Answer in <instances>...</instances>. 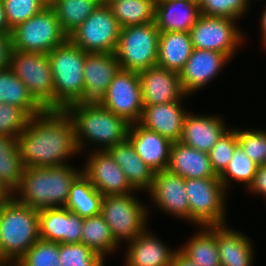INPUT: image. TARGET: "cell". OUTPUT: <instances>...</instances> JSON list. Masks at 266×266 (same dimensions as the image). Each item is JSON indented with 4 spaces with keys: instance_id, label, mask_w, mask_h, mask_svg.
Listing matches in <instances>:
<instances>
[{
    "instance_id": "1",
    "label": "cell",
    "mask_w": 266,
    "mask_h": 266,
    "mask_svg": "<svg viewBox=\"0 0 266 266\" xmlns=\"http://www.w3.org/2000/svg\"><path fill=\"white\" fill-rule=\"evenodd\" d=\"M17 143L24 168L63 166L79 154L72 118L62 109L31 117Z\"/></svg>"
},
{
    "instance_id": "2",
    "label": "cell",
    "mask_w": 266,
    "mask_h": 266,
    "mask_svg": "<svg viewBox=\"0 0 266 266\" xmlns=\"http://www.w3.org/2000/svg\"><path fill=\"white\" fill-rule=\"evenodd\" d=\"M81 173V169L77 170L70 164L25 168L20 185L15 191L18 196H12L18 202L37 210L65 207L70 187Z\"/></svg>"
},
{
    "instance_id": "3",
    "label": "cell",
    "mask_w": 266,
    "mask_h": 266,
    "mask_svg": "<svg viewBox=\"0 0 266 266\" xmlns=\"http://www.w3.org/2000/svg\"><path fill=\"white\" fill-rule=\"evenodd\" d=\"M39 238V210L13 196L0 203V264L17 263Z\"/></svg>"
},
{
    "instance_id": "4",
    "label": "cell",
    "mask_w": 266,
    "mask_h": 266,
    "mask_svg": "<svg viewBox=\"0 0 266 266\" xmlns=\"http://www.w3.org/2000/svg\"><path fill=\"white\" fill-rule=\"evenodd\" d=\"M64 110L72 118L79 153L88 142L104 151L127 138L130 123L104 106H67Z\"/></svg>"
},
{
    "instance_id": "5",
    "label": "cell",
    "mask_w": 266,
    "mask_h": 266,
    "mask_svg": "<svg viewBox=\"0 0 266 266\" xmlns=\"http://www.w3.org/2000/svg\"><path fill=\"white\" fill-rule=\"evenodd\" d=\"M86 53L69 39L48 53L55 88V109L64 110L82 96Z\"/></svg>"
},
{
    "instance_id": "6",
    "label": "cell",
    "mask_w": 266,
    "mask_h": 266,
    "mask_svg": "<svg viewBox=\"0 0 266 266\" xmlns=\"http://www.w3.org/2000/svg\"><path fill=\"white\" fill-rule=\"evenodd\" d=\"M159 34L155 22L122 27L114 52L121 69L139 73L157 66Z\"/></svg>"
},
{
    "instance_id": "7",
    "label": "cell",
    "mask_w": 266,
    "mask_h": 266,
    "mask_svg": "<svg viewBox=\"0 0 266 266\" xmlns=\"http://www.w3.org/2000/svg\"><path fill=\"white\" fill-rule=\"evenodd\" d=\"M10 36L13 50L37 53H49L68 39L52 8L16 25Z\"/></svg>"
},
{
    "instance_id": "8",
    "label": "cell",
    "mask_w": 266,
    "mask_h": 266,
    "mask_svg": "<svg viewBox=\"0 0 266 266\" xmlns=\"http://www.w3.org/2000/svg\"><path fill=\"white\" fill-rule=\"evenodd\" d=\"M190 222L200 226L225 225L226 190L219 177L185 179Z\"/></svg>"
},
{
    "instance_id": "9",
    "label": "cell",
    "mask_w": 266,
    "mask_h": 266,
    "mask_svg": "<svg viewBox=\"0 0 266 266\" xmlns=\"http://www.w3.org/2000/svg\"><path fill=\"white\" fill-rule=\"evenodd\" d=\"M132 194L104 195L102 199L100 214L118 244L134 240L147 228L148 208Z\"/></svg>"
},
{
    "instance_id": "10",
    "label": "cell",
    "mask_w": 266,
    "mask_h": 266,
    "mask_svg": "<svg viewBox=\"0 0 266 266\" xmlns=\"http://www.w3.org/2000/svg\"><path fill=\"white\" fill-rule=\"evenodd\" d=\"M9 69L44 109H55V88L48 53L12 50Z\"/></svg>"
},
{
    "instance_id": "11",
    "label": "cell",
    "mask_w": 266,
    "mask_h": 266,
    "mask_svg": "<svg viewBox=\"0 0 266 266\" xmlns=\"http://www.w3.org/2000/svg\"><path fill=\"white\" fill-rule=\"evenodd\" d=\"M121 27L108 5L97 7L68 39L87 53H114Z\"/></svg>"
},
{
    "instance_id": "12",
    "label": "cell",
    "mask_w": 266,
    "mask_h": 266,
    "mask_svg": "<svg viewBox=\"0 0 266 266\" xmlns=\"http://www.w3.org/2000/svg\"><path fill=\"white\" fill-rule=\"evenodd\" d=\"M235 22L226 17L200 14L189 32L193 48L217 51L232 58L244 39Z\"/></svg>"
},
{
    "instance_id": "13",
    "label": "cell",
    "mask_w": 266,
    "mask_h": 266,
    "mask_svg": "<svg viewBox=\"0 0 266 266\" xmlns=\"http://www.w3.org/2000/svg\"><path fill=\"white\" fill-rule=\"evenodd\" d=\"M120 70L114 53H86L84 92L76 103L69 106H103L108 86Z\"/></svg>"
},
{
    "instance_id": "14",
    "label": "cell",
    "mask_w": 266,
    "mask_h": 266,
    "mask_svg": "<svg viewBox=\"0 0 266 266\" xmlns=\"http://www.w3.org/2000/svg\"><path fill=\"white\" fill-rule=\"evenodd\" d=\"M103 106L130 124L139 122L144 105L138 72L121 69L108 86Z\"/></svg>"
},
{
    "instance_id": "15",
    "label": "cell",
    "mask_w": 266,
    "mask_h": 266,
    "mask_svg": "<svg viewBox=\"0 0 266 266\" xmlns=\"http://www.w3.org/2000/svg\"><path fill=\"white\" fill-rule=\"evenodd\" d=\"M88 158L82 174L103 196L135 193L125 173L107 150L95 149Z\"/></svg>"
},
{
    "instance_id": "16",
    "label": "cell",
    "mask_w": 266,
    "mask_h": 266,
    "mask_svg": "<svg viewBox=\"0 0 266 266\" xmlns=\"http://www.w3.org/2000/svg\"><path fill=\"white\" fill-rule=\"evenodd\" d=\"M147 192L157 208L190 222V207L183 177L167 169L156 172L152 186Z\"/></svg>"
},
{
    "instance_id": "17",
    "label": "cell",
    "mask_w": 266,
    "mask_h": 266,
    "mask_svg": "<svg viewBox=\"0 0 266 266\" xmlns=\"http://www.w3.org/2000/svg\"><path fill=\"white\" fill-rule=\"evenodd\" d=\"M143 105L179 101L186 96L178 72L153 66L138 73Z\"/></svg>"
},
{
    "instance_id": "18",
    "label": "cell",
    "mask_w": 266,
    "mask_h": 266,
    "mask_svg": "<svg viewBox=\"0 0 266 266\" xmlns=\"http://www.w3.org/2000/svg\"><path fill=\"white\" fill-rule=\"evenodd\" d=\"M230 58L223 53L194 49L183 69L180 82L186 95L199 91L214 79Z\"/></svg>"
},
{
    "instance_id": "19",
    "label": "cell",
    "mask_w": 266,
    "mask_h": 266,
    "mask_svg": "<svg viewBox=\"0 0 266 266\" xmlns=\"http://www.w3.org/2000/svg\"><path fill=\"white\" fill-rule=\"evenodd\" d=\"M83 217L65 207L39 210V237L54 243H80Z\"/></svg>"
},
{
    "instance_id": "20",
    "label": "cell",
    "mask_w": 266,
    "mask_h": 266,
    "mask_svg": "<svg viewBox=\"0 0 266 266\" xmlns=\"http://www.w3.org/2000/svg\"><path fill=\"white\" fill-rule=\"evenodd\" d=\"M127 138L136 153L155 173L167 169L172 141L144 128L138 122L130 124Z\"/></svg>"
},
{
    "instance_id": "21",
    "label": "cell",
    "mask_w": 266,
    "mask_h": 266,
    "mask_svg": "<svg viewBox=\"0 0 266 266\" xmlns=\"http://www.w3.org/2000/svg\"><path fill=\"white\" fill-rule=\"evenodd\" d=\"M181 100L164 104L144 105L139 124L172 142L180 141L187 112Z\"/></svg>"
},
{
    "instance_id": "22",
    "label": "cell",
    "mask_w": 266,
    "mask_h": 266,
    "mask_svg": "<svg viewBox=\"0 0 266 266\" xmlns=\"http://www.w3.org/2000/svg\"><path fill=\"white\" fill-rule=\"evenodd\" d=\"M125 266H171L177 250H171L147 228L127 242Z\"/></svg>"
},
{
    "instance_id": "23",
    "label": "cell",
    "mask_w": 266,
    "mask_h": 266,
    "mask_svg": "<svg viewBox=\"0 0 266 266\" xmlns=\"http://www.w3.org/2000/svg\"><path fill=\"white\" fill-rule=\"evenodd\" d=\"M228 130L229 128L225 127L224 121L219 116H200L187 113L180 142L209 153L219 138Z\"/></svg>"
},
{
    "instance_id": "24",
    "label": "cell",
    "mask_w": 266,
    "mask_h": 266,
    "mask_svg": "<svg viewBox=\"0 0 266 266\" xmlns=\"http://www.w3.org/2000/svg\"><path fill=\"white\" fill-rule=\"evenodd\" d=\"M200 16L194 0L160 1L155 5V25L160 32H190Z\"/></svg>"
},
{
    "instance_id": "25",
    "label": "cell",
    "mask_w": 266,
    "mask_h": 266,
    "mask_svg": "<svg viewBox=\"0 0 266 266\" xmlns=\"http://www.w3.org/2000/svg\"><path fill=\"white\" fill-rule=\"evenodd\" d=\"M167 170L184 179L219 177L212 169L208 153L180 141L172 144Z\"/></svg>"
},
{
    "instance_id": "26",
    "label": "cell",
    "mask_w": 266,
    "mask_h": 266,
    "mask_svg": "<svg viewBox=\"0 0 266 266\" xmlns=\"http://www.w3.org/2000/svg\"><path fill=\"white\" fill-rule=\"evenodd\" d=\"M135 190L151 188L155 172L140 158L128 138L107 150Z\"/></svg>"
},
{
    "instance_id": "27",
    "label": "cell",
    "mask_w": 266,
    "mask_h": 266,
    "mask_svg": "<svg viewBox=\"0 0 266 266\" xmlns=\"http://www.w3.org/2000/svg\"><path fill=\"white\" fill-rule=\"evenodd\" d=\"M225 225H216V242L221 266H252L253 245L241 232L229 229Z\"/></svg>"
},
{
    "instance_id": "28",
    "label": "cell",
    "mask_w": 266,
    "mask_h": 266,
    "mask_svg": "<svg viewBox=\"0 0 266 266\" xmlns=\"http://www.w3.org/2000/svg\"><path fill=\"white\" fill-rule=\"evenodd\" d=\"M193 50L189 32H160L157 66L179 73Z\"/></svg>"
},
{
    "instance_id": "29",
    "label": "cell",
    "mask_w": 266,
    "mask_h": 266,
    "mask_svg": "<svg viewBox=\"0 0 266 266\" xmlns=\"http://www.w3.org/2000/svg\"><path fill=\"white\" fill-rule=\"evenodd\" d=\"M178 250L198 266H221L216 242V226H200V231Z\"/></svg>"
},
{
    "instance_id": "30",
    "label": "cell",
    "mask_w": 266,
    "mask_h": 266,
    "mask_svg": "<svg viewBox=\"0 0 266 266\" xmlns=\"http://www.w3.org/2000/svg\"><path fill=\"white\" fill-rule=\"evenodd\" d=\"M0 103L16 106L30 118L45 110L9 68L0 70Z\"/></svg>"
},
{
    "instance_id": "31",
    "label": "cell",
    "mask_w": 266,
    "mask_h": 266,
    "mask_svg": "<svg viewBox=\"0 0 266 266\" xmlns=\"http://www.w3.org/2000/svg\"><path fill=\"white\" fill-rule=\"evenodd\" d=\"M24 169L17 138L0 135V183L11 195L18 189Z\"/></svg>"
},
{
    "instance_id": "32",
    "label": "cell",
    "mask_w": 266,
    "mask_h": 266,
    "mask_svg": "<svg viewBox=\"0 0 266 266\" xmlns=\"http://www.w3.org/2000/svg\"><path fill=\"white\" fill-rule=\"evenodd\" d=\"M103 195L81 173L72 183L65 206L80 217H91L101 213Z\"/></svg>"
},
{
    "instance_id": "33",
    "label": "cell",
    "mask_w": 266,
    "mask_h": 266,
    "mask_svg": "<svg viewBox=\"0 0 266 266\" xmlns=\"http://www.w3.org/2000/svg\"><path fill=\"white\" fill-rule=\"evenodd\" d=\"M80 242L99 254L103 259L115 252L119 244L101 214L83 218Z\"/></svg>"
},
{
    "instance_id": "34",
    "label": "cell",
    "mask_w": 266,
    "mask_h": 266,
    "mask_svg": "<svg viewBox=\"0 0 266 266\" xmlns=\"http://www.w3.org/2000/svg\"><path fill=\"white\" fill-rule=\"evenodd\" d=\"M107 5L121 28L155 21V0H120Z\"/></svg>"
},
{
    "instance_id": "35",
    "label": "cell",
    "mask_w": 266,
    "mask_h": 266,
    "mask_svg": "<svg viewBox=\"0 0 266 266\" xmlns=\"http://www.w3.org/2000/svg\"><path fill=\"white\" fill-rule=\"evenodd\" d=\"M63 32L69 36L97 8L90 0H55L51 7Z\"/></svg>"
},
{
    "instance_id": "36",
    "label": "cell",
    "mask_w": 266,
    "mask_h": 266,
    "mask_svg": "<svg viewBox=\"0 0 266 266\" xmlns=\"http://www.w3.org/2000/svg\"><path fill=\"white\" fill-rule=\"evenodd\" d=\"M258 165L251 160L238 145L234 151L233 157L227 168L219 176L226 189L230 187V181L241 182L246 188L252 183L256 174Z\"/></svg>"
},
{
    "instance_id": "37",
    "label": "cell",
    "mask_w": 266,
    "mask_h": 266,
    "mask_svg": "<svg viewBox=\"0 0 266 266\" xmlns=\"http://www.w3.org/2000/svg\"><path fill=\"white\" fill-rule=\"evenodd\" d=\"M59 259L62 266H105L104 259L80 243H59Z\"/></svg>"
},
{
    "instance_id": "38",
    "label": "cell",
    "mask_w": 266,
    "mask_h": 266,
    "mask_svg": "<svg viewBox=\"0 0 266 266\" xmlns=\"http://www.w3.org/2000/svg\"><path fill=\"white\" fill-rule=\"evenodd\" d=\"M59 243L38 239L17 262L19 266H62Z\"/></svg>"
},
{
    "instance_id": "39",
    "label": "cell",
    "mask_w": 266,
    "mask_h": 266,
    "mask_svg": "<svg viewBox=\"0 0 266 266\" xmlns=\"http://www.w3.org/2000/svg\"><path fill=\"white\" fill-rule=\"evenodd\" d=\"M237 146L238 137L236 129L230 128L209 151L211 166L217 176H220L227 168Z\"/></svg>"
},
{
    "instance_id": "40",
    "label": "cell",
    "mask_w": 266,
    "mask_h": 266,
    "mask_svg": "<svg viewBox=\"0 0 266 266\" xmlns=\"http://www.w3.org/2000/svg\"><path fill=\"white\" fill-rule=\"evenodd\" d=\"M250 0H200V14L238 20L249 9Z\"/></svg>"
},
{
    "instance_id": "41",
    "label": "cell",
    "mask_w": 266,
    "mask_h": 266,
    "mask_svg": "<svg viewBox=\"0 0 266 266\" xmlns=\"http://www.w3.org/2000/svg\"><path fill=\"white\" fill-rule=\"evenodd\" d=\"M238 145L258 166L266 164V131L237 129Z\"/></svg>"
},
{
    "instance_id": "42",
    "label": "cell",
    "mask_w": 266,
    "mask_h": 266,
    "mask_svg": "<svg viewBox=\"0 0 266 266\" xmlns=\"http://www.w3.org/2000/svg\"><path fill=\"white\" fill-rule=\"evenodd\" d=\"M29 119L22 109L0 103V135L17 138L26 128Z\"/></svg>"
},
{
    "instance_id": "43",
    "label": "cell",
    "mask_w": 266,
    "mask_h": 266,
    "mask_svg": "<svg viewBox=\"0 0 266 266\" xmlns=\"http://www.w3.org/2000/svg\"><path fill=\"white\" fill-rule=\"evenodd\" d=\"M3 3L6 20L11 29L27 21L44 8L38 0H3Z\"/></svg>"
},
{
    "instance_id": "44",
    "label": "cell",
    "mask_w": 266,
    "mask_h": 266,
    "mask_svg": "<svg viewBox=\"0 0 266 266\" xmlns=\"http://www.w3.org/2000/svg\"><path fill=\"white\" fill-rule=\"evenodd\" d=\"M247 189L253 194L266 197V164L258 166L254 179Z\"/></svg>"
},
{
    "instance_id": "45",
    "label": "cell",
    "mask_w": 266,
    "mask_h": 266,
    "mask_svg": "<svg viewBox=\"0 0 266 266\" xmlns=\"http://www.w3.org/2000/svg\"><path fill=\"white\" fill-rule=\"evenodd\" d=\"M12 50L11 36L0 35V70L9 68Z\"/></svg>"
},
{
    "instance_id": "46",
    "label": "cell",
    "mask_w": 266,
    "mask_h": 266,
    "mask_svg": "<svg viewBox=\"0 0 266 266\" xmlns=\"http://www.w3.org/2000/svg\"><path fill=\"white\" fill-rule=\"evenodd\" d=\"M11 30L6 20L3 0H0V35H11Z\"/></svg>"
},
{
    "instance_id": "47",
    "label": "cell",
    "mask_w": 266,
    "mask_h": 266,
    "mask_svg": "<svg viewBox=\"0 0 266 266\" xmlns=\"http://www.w3.org/2000/svg\"><path fill=\"white\" fill-rule=\"evenodd\" d=\"M171 266H198L187 257H185L179 250L175 253Z\"/></svg>"
},
{
    "instance_id": "48",
    "label": "cell",
    "mask_w": 266,
    "mask_h": 266,
    "mask_svg": "<svg viewBox=\"0 0 266 266\" xmlns=\"http://www.w3.org/2000/svg\"><path fill=\"white\" fill-rule=\"evenodd\" d=\"M260 23H261V32L263 35L261 39L263 41L264 46L266 47V8L262 13Z\"/></svg>"
},
{
    "instance_id": "49",
    "label": "cell",
    "mask_w": 266,
    "mask_h": 266,
    "mask_svg": "<svg viewBox=\"0 0 266 266\" xmlns=\"http://www.w3.org/2000/svg\"><path fill=\"white\" fill-rule=\"evenodd\" d=\"M12 195L0 183V203L7 201Z\"/></svg>"
},
{
    "instance_id": "50",
    "label": "cell",
    "mask_w": 266,
    "mask_h": 266,
    "mask_svg": "<svg viewBox=\"0 0 266 266\" xmlns=\"http://www.w3.org/2000/svg\"><path fill=\"white\" fill-rule=\"evenodd\" d=\"M38 1L44 6V8H51L55 3V0H38Z\"/></svg>"
},
{
    "instance_id": "51",
    "label": "cell",
    "mask_w": 266,
    "mask_h": 266,
    "mask_svg": "<svg viewBox=\"0 0 266 266\" xmlns=\"http://www.w3.org/2000/svg\"><path fill=\"white\" fill-rule=\"evenodd\" d=\"M95 4L97 7H102L104 5H107V0H90Z\"/></svg>"
},
{
    "instance_id": "52",
    "label": "cell",
    "mask_w": 266,
    "mask_h": 266,
    "mask_svg": "<svg viewBox=\"0 0 266 266\" xmlns=\"http://www.w3.org/2000/svg\"><path fill=\"white\" fill-rule=\"evenodd\" d=\"M0 266H19L17 263H3Z\"/></svg>"
},
{
    "instance_id": "53",
    "label": "cell",
    "mask_w": 266,
    "mask_h": 266,
    "mask_svg": "<svg viewBox=\"0 0 266 266\" xmlns=\"http://www.w3.org/2000/svg\"><path fill=\"white\" fill-rule=\"evenodd\" d=\"M114 1H120V0H107V2H114Z\"/></svg>"
},
{
    "instance_id": "54",
    "label": "cell",
    "mask_w": 266,
    "mask_h": 266,
    "mask_svg": "<svg viewBox=\"0 0 266 266\" xmlns=\"http://www.w3.org/2000/svg\"><path fill=\"white\" fill-rule=\"evenodd\" d=\"M160 1H169V0H155L156 3Z\"/></svg>"
}]
</instances>
